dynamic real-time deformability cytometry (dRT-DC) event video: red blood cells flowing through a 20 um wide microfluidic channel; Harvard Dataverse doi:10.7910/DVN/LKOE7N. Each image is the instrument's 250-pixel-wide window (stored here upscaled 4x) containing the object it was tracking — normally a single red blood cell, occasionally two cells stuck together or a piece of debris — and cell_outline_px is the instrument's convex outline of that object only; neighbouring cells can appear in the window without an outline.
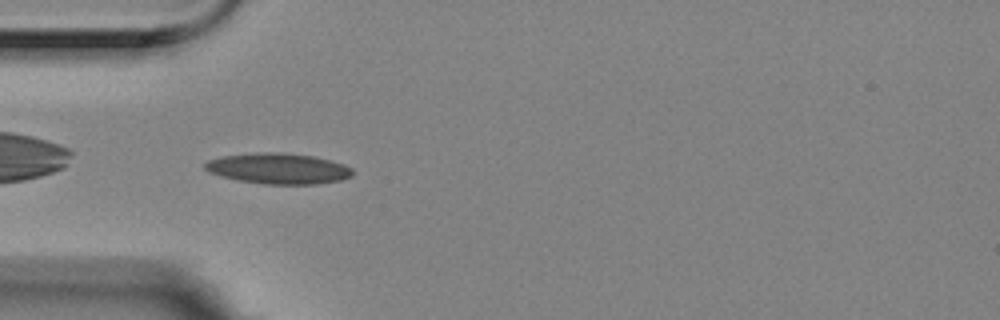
{"species": "Egyptian fruit bat (a non-hibernating species)", "species_latin": "Rousettus aegyptiacus", "temperature_condition": "room temperature", "stored_images_in_passage": 5, "camera_frame_rate_fps": 3000, "um_per_image_px": 0.085, "animal": {"sex": "female"}, "frame": {"image": 1, "passage_image": 5, "time_ms": 1.333, "image_size_px": [1000, 320], "cell_outline_px": [[352, 176], [340, 180], [316, 184], [264, 184], [236, 180], [220, 176], [208, 172], [204, 168], [204, 164], [208, 160], [224, 156], [256, 152], [284, 152], [316, 156], [344, 164], [352, 168]], "centroid_in_image_um": [23.65, 14.32], "position_along_channel_um": 61.4, "area_um2": 26.65}}